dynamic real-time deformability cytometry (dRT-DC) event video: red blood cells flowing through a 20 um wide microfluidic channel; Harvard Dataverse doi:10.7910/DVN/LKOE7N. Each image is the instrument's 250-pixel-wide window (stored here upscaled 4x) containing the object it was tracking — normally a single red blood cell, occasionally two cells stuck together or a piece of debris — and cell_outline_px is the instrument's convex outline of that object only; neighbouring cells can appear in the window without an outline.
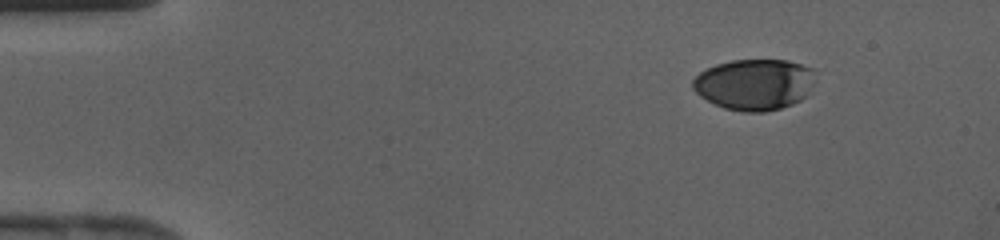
{"species": "human", "species_latin": "Homo sapiens", "temperature_condition": "cold", "stored_images_in_passage": 38, "camera_frame_rate_fps": 3000, "um_per_image_px": 0.085, "donor": {"sex": "female"}, "frame": {"image": 1, "passage_image": 1, "time_ms": 0.0, "image_size_px": [1000, 240], "cell_outline_px": [[816, 80], [808, 96], [792, 104], [780, 108], [764, 112], [744, 112], [724, 108], [700, 96], [692, 88], [692, 80], [700, 72], [716, 64], [732, 60], [788, 60], [816, 68]], "centroid_in_image_um": [64.2, 7.16], "position_along_channel_um": 20.8, "area_um2": 36.99}}
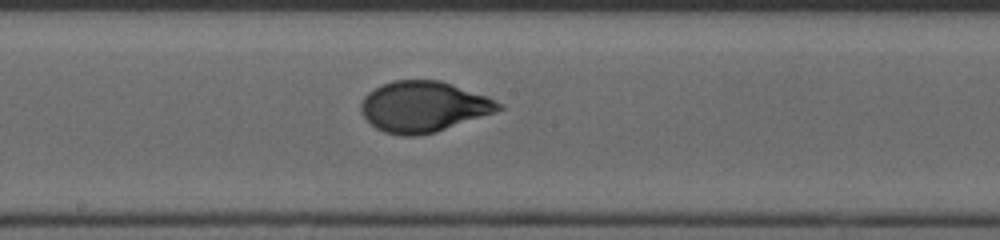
{"frame": {"image": 2, "passage_image": 19, "time_ms": 6.0, "image_size_px": [1000, 240], "cell_outline_px": [[504, 108], [496, 112], [436, 132], [416, 136], [400, 136], [384, 132], [376, 128], [360, 112], [360, 104], [364, 96], [368, 92], [392, 80], [440, 80], [488, 96], [504, 104]], "centroid_in_image_um": [36.02, 9.07], "position_along_channel_um": 212.2, "area_um2": 40.86}}
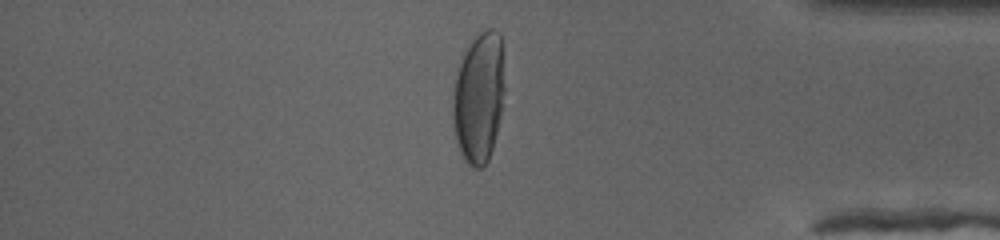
{"frame": {"image": 3, "passage_image": 32, "time_ms": 10.333, "image_size_px": [1000, 240], "cell_outline_px": [[504, 92], [496, 132], [492, 148], [488, 160], [480, 168], [476, 168], [468, 164], [464, 160], [460, 152], [456, 140], [452, 120], [452, 92], [456, 76], [464, 52], [472, 40], [480, 32], [488, 28], [492, 28], [500, 32], [504, 84]], "centroid_in_image_um": [40.68, 8.28], "position_along_channel_um": 394.5, "area_um2": 39.25}}